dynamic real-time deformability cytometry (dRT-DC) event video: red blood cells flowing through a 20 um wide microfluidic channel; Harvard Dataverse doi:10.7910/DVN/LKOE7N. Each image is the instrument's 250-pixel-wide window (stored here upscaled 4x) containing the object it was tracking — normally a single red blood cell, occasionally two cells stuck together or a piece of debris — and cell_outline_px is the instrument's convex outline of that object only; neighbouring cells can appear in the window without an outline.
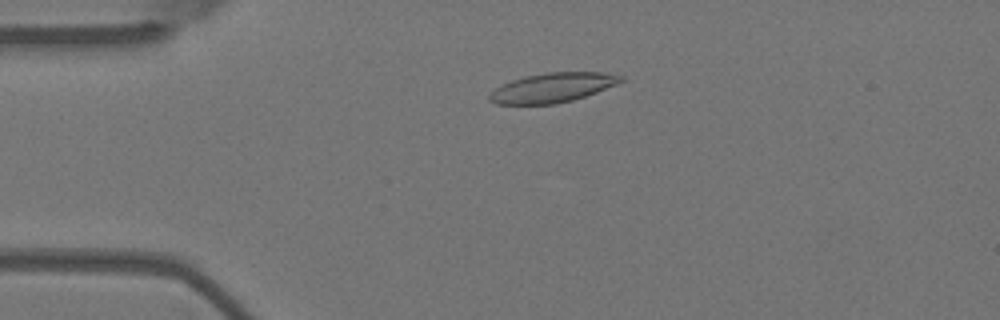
{"species": "Egyptian fruit bat (a non-hibernating species)", "species_latin": "Rousettus aegyptiacus", "temperature_condition": "warm", "stored_images_in_passage": 56, "camera_frame_rate_fps": 3000, "um_per_image_px": 0.085, "animal": {"sex": "female"}, "frame": {"image": 1, "passage_image": 12, "time_ms": 3.667, "image_size_px": [1000, 320], "cell_outline_px": [[624, 80], [616, 84], [596, 92], [572, 100], [556, 104], [496, 104], [488, 100], [488, 96], [496, 88], [512, 80], [528, 76], [548, 72], [604, 72], [624, 76]], "centroid_in_image_um": [46.98, 7.45], "position_along_channel_um": 38.0, "area_um2": 22.31}}
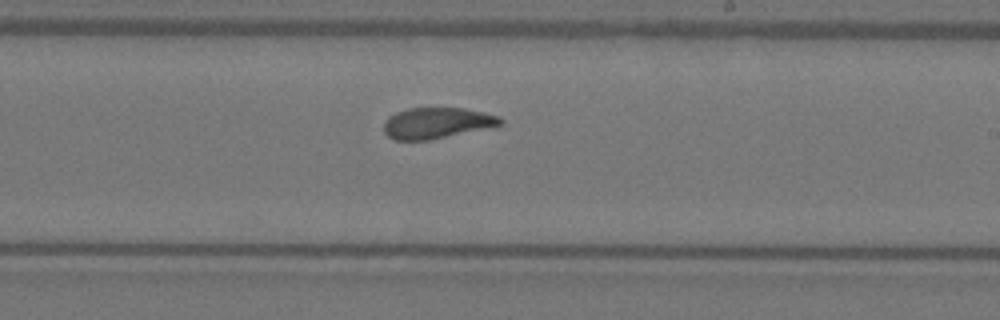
{"frame": {"image": 2, "passage_image": 32, "time_ms": 10.333, "image_size_px": [1000, 320], "cell_outline_px": [[504, 124], [428, 140], [396, 140], [388, 136], [384, 132], [384, 120], [388, 116], [396, 112], [408, 108], [464, 108], [484, 112], [500, 116], [504, 120]], "centroid_in_image_um": [37.12, 10.44], "position_along_channel_um": 251.9, "area_um2": 20.98}}
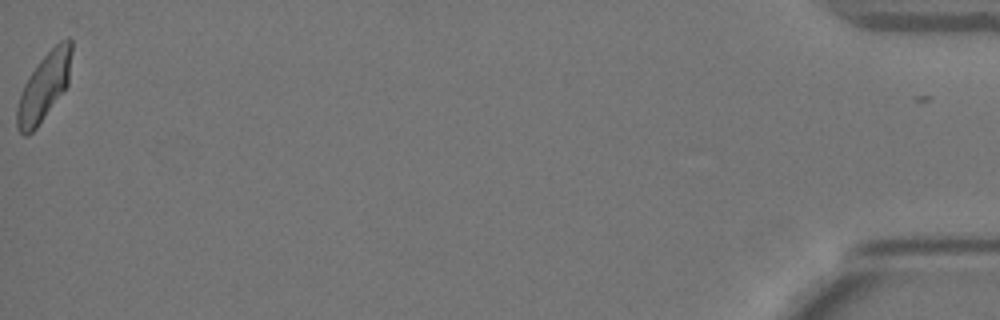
{"frame": {"image": 3, "passage_image": 55, "time_ms": 18.0, "image_size_px": [1000, 320], "cell_outline_px": [[72, 52], [68, 84], [36, 128], [28, 136], [24, 136], [16, 128], [16, 108], [20, 92], [24, 84], [40, 60], [60, 40], [68, 36], [72, 40]], "centroid_in_image_um": [3.73, 7.37], "position_along_channel_um": 431.5, "area_um2": 21.39}, "authors_computed_cell_mechanics": {"area_um2": 21.9929, "velocity_mm_per_s": 3.6657, "shape_relaxation_time_tau1_ms": 6.0054, "shape_relaxation_time_tau2_ms": 1.8227, "deformation_change_tau1": 0.2061, "deformation_change_tau2": 0.09}}